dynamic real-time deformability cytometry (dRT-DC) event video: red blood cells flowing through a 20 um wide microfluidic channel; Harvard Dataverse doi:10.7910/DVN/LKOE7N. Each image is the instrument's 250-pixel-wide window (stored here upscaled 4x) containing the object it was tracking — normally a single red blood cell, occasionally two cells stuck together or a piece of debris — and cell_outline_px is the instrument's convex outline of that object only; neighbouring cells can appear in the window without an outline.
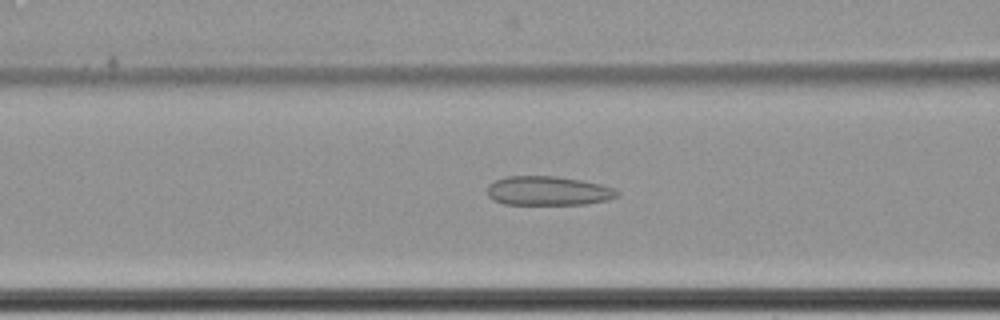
{"species": "common noctule bat (a hibernating species)", "species_latin": "Nyctalus noctula", "temperature_condition": "cold", "stored_images_in_passage": 64, "camera_frame_rate_fps": 3000, "um_per_image_px": 0.085, "animal": {"sex": "female", "body_mass_g": 22.7, "forearm_length_mm": 54.2}, "frame": {"image": 1, "passage_image": 29, "time_ms": 9.333, "image_size_px": [1000, 320], "cell_outline_px": [[620, 196], [608, 200], [584, 204], [504, 204], [492, 200], [488, 196], [488, 184], [504, 176], [556, 176], [580, 180], [600, 184], [612, 188], [620, 192]], "centroid_in_image_um": [46.58, 16.22], "position_along_channel_um": 120.0, "area_um2": 22.14}}
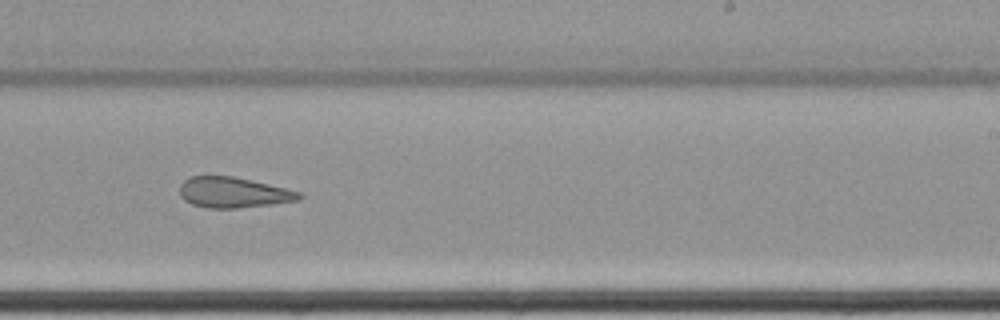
{"frame": {"image": 2, "passage_image": 42, "time_ms": 13.667, "image_size_px": [1000, 320], "cell_outline_px": [[304, 196], [300, 200], [272, 204], [236, 208], [208, 208], [192, 204], [184, 200], [180, 196], [180, 184], [184, 180], [192, 176], [232, 176], [268, 184], [300, 192]], "centroid_in_image_um": [19.82, 16.36], "position_along_channel_um": 269.2, "area_um2": 21.15}}
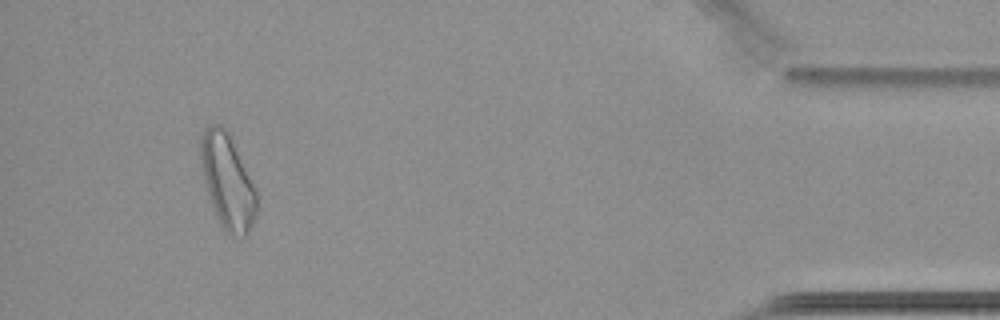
{"frame": {"image": 3, "passage_image": 60, "time_ms": 19.667, "image_size_px": [1000, 320], "cell_outline_px": [[256, 216], [248, 232], [244, 236], [228, 236], [220, 224], [216, 216], [208, 192], [200, 164], [200, 136], [204, 128], [212, 124], [220, 124], [228, 132], [256, 188]], "centroid_in_image_um": [19.33, 15.42], "position_along_channel_um": 415.9, "area_um2": 30.69}, "authors_computed_cell_mechanics": {"area_um2": 27.0793, "velocity_mm_per_s": 3.4438, "shape_relaxation_time_tau1_ms": null, "shape_relaxation_time_tau2_ms": 3.4732, "deformation_change_tau1": null, "deformation_change_tau2": 0.1076}}